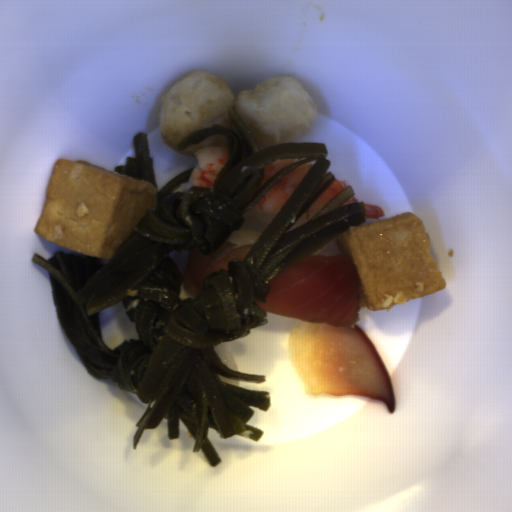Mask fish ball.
Returning <instances> with one entry per match:
<instances>
[{
	"label": "fish ball",
	"mask_w": 512,
	"mask_h": 512,
	"mask_svg": "<svg viewBox=\"0 0 512 512\" xmlns=\"http://www.w3.org/2000/svg\"><path fill=\"white\" fill-rule=\"evenodd\" d=\"M230 110L253 134L259 152L292 142L319 113L306 86L295 78L271 77L235 96L225 79L202 69L178 79L162 99L161 136L171 149L215 124L235 129Z\"/></svg>",
	"instance_id": "1"
},
{
	"label": "fish ball",
	"mask_w": 512,
	"mask_h": 512,
	"mask_svg": "<svg viewBox=\"0 0 512 512\" xmlns=\"http://www.w3.org/2000/svg\"><path fill=\"white\" fill-rule=\"evenodd\" d=\"M211 146H228L227 135H213L200 141L197 144H192L180 151L183 156H193L198 150L206 149Z\"/></svg>",
	"instance_id": "4"
},
{
	"label": "fish ball",
	"mask_w": 512,
	"mask_h": 512,
	"mask_svg": "<svg viewBox=\"0 0 512 512\" xmlns=\"http://www.w3.org/2000/svg\"><path fill=\"white\" fill-rule=\"evenodd\" d=\"M148 211L155 187L83 159L56 160L34 232L44 241L113 258Z\"/></svg>",
	"instance_id": "2"
},
{
	"label": "fish ball",
	"mask_w": 512,
	"mask_h": 512,
	"mask_svg": "<svg viewBox=\"0 0 512 512\" xmlns=\"http://www.w3.org/2000/svg\"><path fill=\"white\" fill-rule=\"evenodd\" d=\"M335 241L355 265L358 307L386 309L446 289L426 228L411 212L350 226Z\"/></svg>",
	"instance_id": "3"
}]
</instances>
